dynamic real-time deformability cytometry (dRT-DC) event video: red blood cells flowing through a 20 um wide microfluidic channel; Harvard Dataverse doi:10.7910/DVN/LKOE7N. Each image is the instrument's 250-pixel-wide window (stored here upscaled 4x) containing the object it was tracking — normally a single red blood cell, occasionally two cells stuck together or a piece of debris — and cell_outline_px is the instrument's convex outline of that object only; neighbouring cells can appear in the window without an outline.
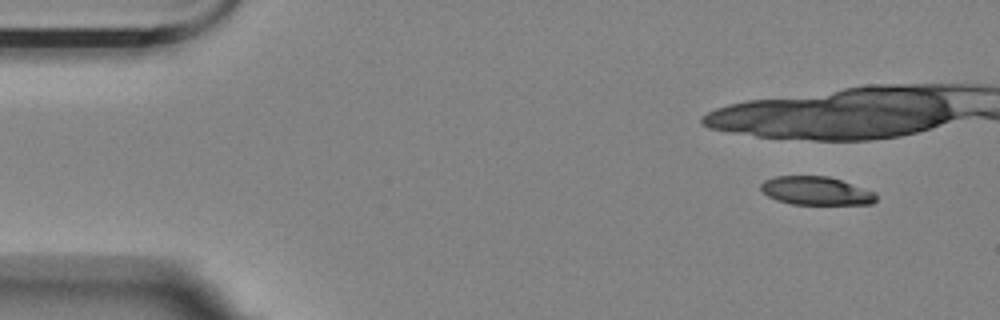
{"species": "Egyptian fruit bat (a non-hibernating species)", "species_latin": "Rousettus aegyptiacus", "temperature_condition": "room temperature", "stored_images_in_passage": 2, "camera_frame_rate_fps": 3000, "um_per_image_px": 0.085, "animal": {"sex": "female"}, "frame": {"image": 1, "passage_image": 1, "time_ms": 0.0, "image_size_px": [1000, 320], "cell_outline_px": [[876, 200], [872, 204], [792, 204], [776, 200], [768, 196], [760, 188], [760, 184], [764, 180], [776, 176], [828, 176], [876, 192]], "centroid_in_image_um": [69.36, 16.22], "position_along_channel_um": 15.6, "area_um2": 19.02}}